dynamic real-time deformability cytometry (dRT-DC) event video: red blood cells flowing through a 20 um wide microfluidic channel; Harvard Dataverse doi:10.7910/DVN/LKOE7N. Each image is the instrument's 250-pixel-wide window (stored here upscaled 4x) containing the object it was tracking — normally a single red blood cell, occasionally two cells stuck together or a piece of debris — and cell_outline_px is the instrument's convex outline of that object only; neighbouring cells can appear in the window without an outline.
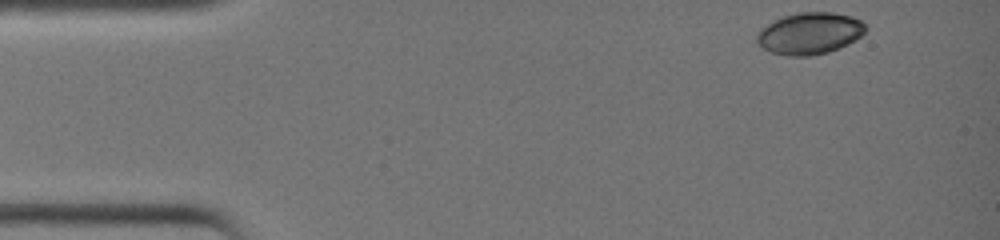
{"species": "common noctule bat (a hibernating species)", "species_latin": "Nyctalus noctula", "temperature_condition": "warm", "stored_images_in_passage": 34, "camera_frame_rate_fps": 3000, "um_per_image_px": 0.085, "animal": {"sex": "female", "body_mass_g": 19.0, "forearm_length_mm": 51.5}, "frame": {"image": 1, "passage_image": 1, "time_ms": 0.0, "image_size_px": [1000, 240], "cell_outline_px": [[868, 28], [856, 40], [840, 48], [828, 52], [812, 56], [788, 56], [772, 52], [764, 48], [756, 40], [756, 32], [760, 28], [772, 20], [780, 16], [796, 12], [832, 12], [852, 16], [860, 20]], "centroid_in_image_um": [68.8, 2.82], "position_along_channel_um": 16.2, "area_um2": 26.82}}
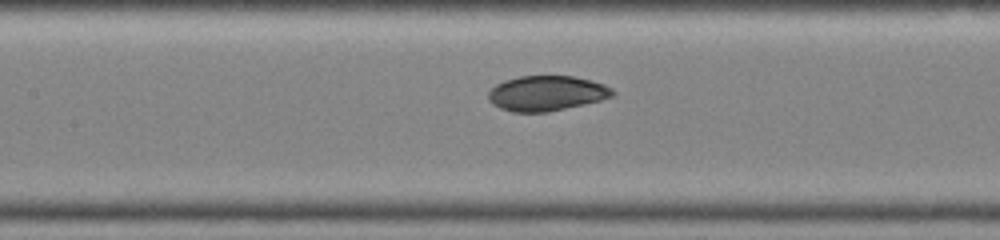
{"frame": {"image": 2, "passage_image": 16, "time_ms": 5.0, "image_size_px": [1000, 240], "cell_outline_px": [[616, 96], [584, 104], [548, 112], [512, 112], [500, 108], [492, 104], [488, 100], [488, 92], [496, 84], [504, 80], [520, 76], [572, 76], [592, 80], [604, 84], [612, 88], [616, 92]], "centroid_in_image_um": [46.47, 7.93], "position_along_channel_um": 160.9, "area_um2": 25.61}}
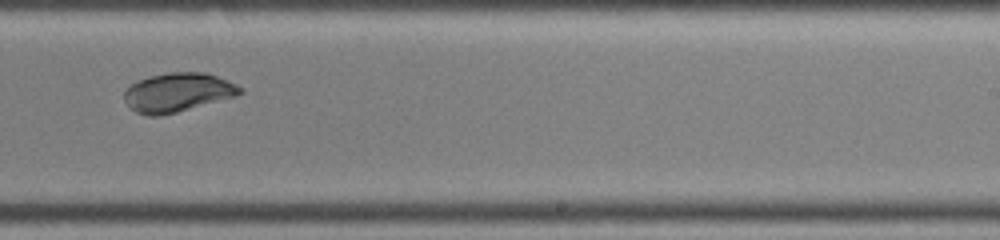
{"frame": {"image": 3, "passage_image": 23, "time_ms": 7.333, "image_size_px": [1000, 240], "cell_outline_px": [[244, 92], [236, 96], [176, 112], [160, 116], [148, 116], [136, 112], [128, 108], [124, 100], [124, 92], [132, 84], [140, 80], [152, 76], [168, 72], [204, 72], [216, 76], [236, 84], [244, 88]], "centroid_in_image_um": [15.1, 7.86], "position_along_channel_um": 273.9, "area_um2": 26.18}}